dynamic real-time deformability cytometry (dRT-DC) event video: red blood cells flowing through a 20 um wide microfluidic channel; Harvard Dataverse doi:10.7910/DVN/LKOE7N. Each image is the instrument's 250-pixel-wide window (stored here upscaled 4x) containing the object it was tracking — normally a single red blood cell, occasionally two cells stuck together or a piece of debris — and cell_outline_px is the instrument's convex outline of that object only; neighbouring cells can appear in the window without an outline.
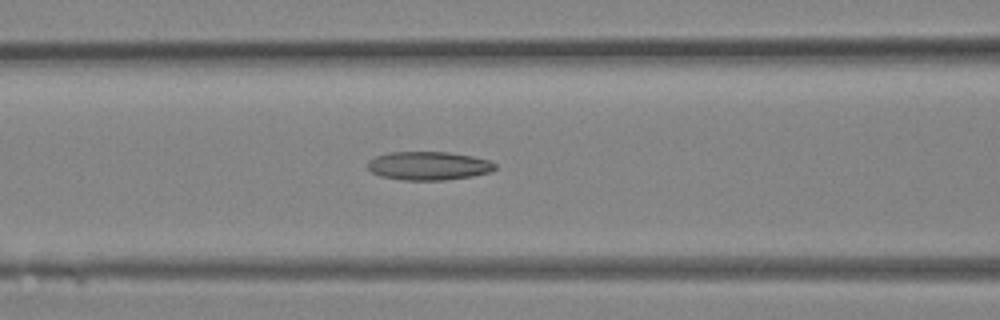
{"species": "Egyptian fruit bat (a non-hibernating species)", "species_latin": "Rousettus aegyptiacus", "temperature_condition": "room temperature", "stored_images_in_passage": 8, "camera_frame_rate_fps": 3000, "um_per_image_px": 0.085, "animal": {"sex": "female"}, "frame": {"image": 1, "passage_image": 6, "time_ms": 1.667, "image_size_px": [1000, 320], "cell_outline_px": [[496, 168], [492, 172], [472, 176], [444, 180], [404, 180], [380, 176], [372, 172], [368, 168], [368, 160], [376, 156], [388, 152], [448, 152], [472, 156], [488, 160], [496, 164]], "centroid_in_image_um": [36.43, 14.09], "position_along_channel_um": 130.2, "area_um2": 21.21}}
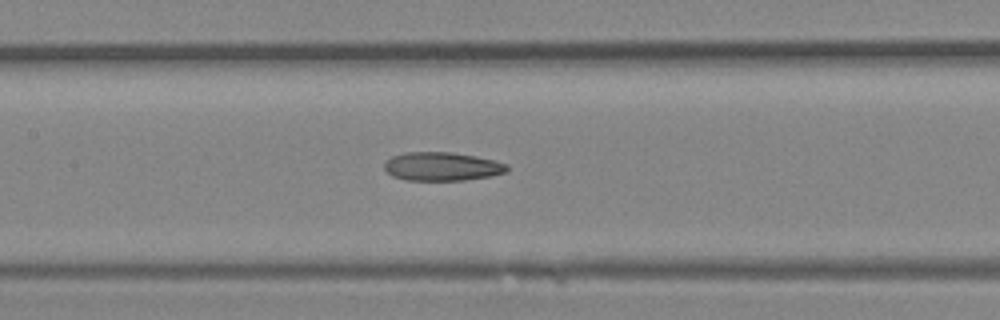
{"frame": {"image": 2, "passage_image": 8, "time_ms": 2.333, "image_size_px": [1000, 320], "cell_outline_px": [[508, 172], [492, 176], [464, 180], [408, 180], [392, 176], [384, 168], [384, 164], [392, 156], [404, 152], [452, 152], [476, 156], [496, 160], [508, 164]], "centroid_in_image_um": [37.62, 14.14], "position_along_channel_um": 169.8, "area_um2": 20.58}}